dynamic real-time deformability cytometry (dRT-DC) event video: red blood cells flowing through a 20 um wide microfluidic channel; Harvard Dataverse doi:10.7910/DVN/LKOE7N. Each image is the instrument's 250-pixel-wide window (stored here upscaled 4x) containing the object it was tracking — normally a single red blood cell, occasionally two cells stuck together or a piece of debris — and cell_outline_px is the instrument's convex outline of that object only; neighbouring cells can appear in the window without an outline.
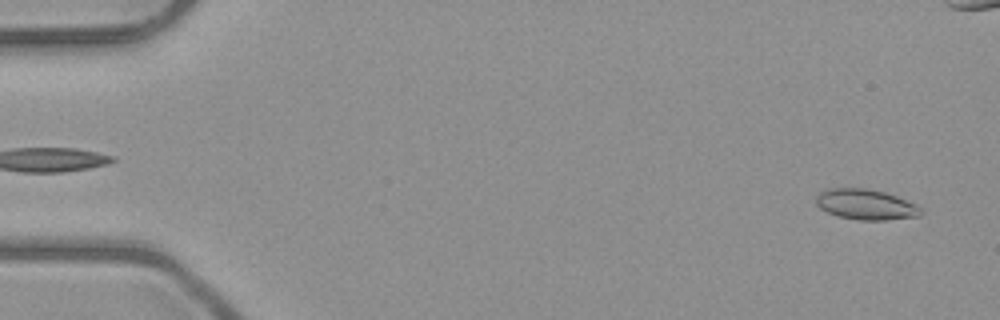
{"species": "common noctule bat (a hibernating species)", "species_latin": "Nyctalus noctula", "temperature_condition": "room temperature", "stored_images_in_passage": 52, "camera_frame_rate_fps": 3000, "um_per_image_px": 0.085, "animal": {"sex": "male", "body_mass_g": 23.1, "forearm_length_mm": 52.7}, "frame": {"image": 1, "passage_image": 2, "time_ms": 0.333, "image_size_px": [1000, 320], "cell_outline_px": [[924, 212], [920, 216], [884, 220], [860, 220], [836, 216], [820, 208], [816, 204], [816, 196], [820, 192], [828, 188], [864, 188], [884, 192], [896, 196], [916, 204]], "centroid_in_image_um": [73.59, 17.38], "position_along_channel_um": 11.4, "area_um2": 18.61}}
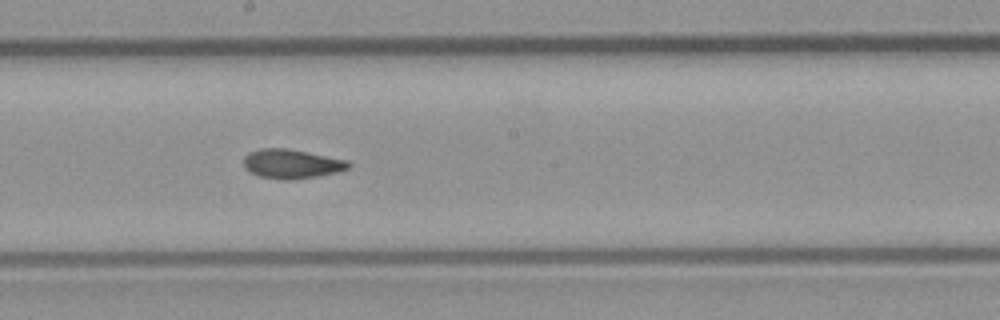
{"frame": {"image": 2, "passage_image": 28, "time_ms": 9.0, "image_size_px": [1000, 320], "cell_outline_px": [[352, 164], [348, 168], [336, 172], [316, 176], [288, 180], [284, 180], [260, 176], [244, 168], [244, 156], [248, 152], [260, 148], [284, 148], [348, 160]], "centroid_in_image_um": [24.76, 13.92], "position_along_channel_um": 223.4, "area_um2": 17.63}}
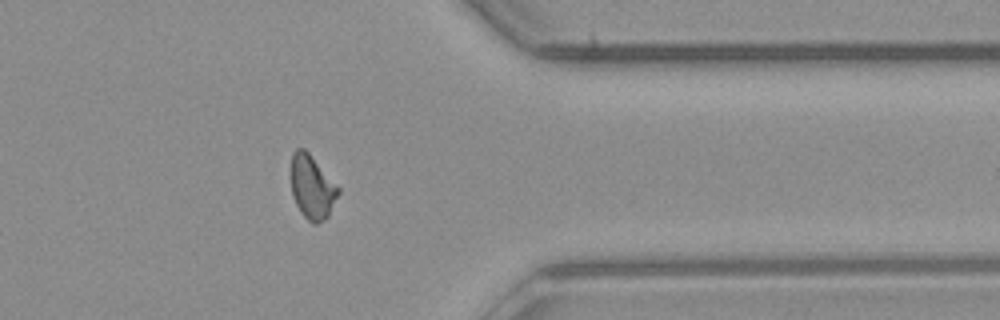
{"frame": {"image": 3, "passage_image": 41, "time_ms": 13.333, "image_size_px": [1000, 320], "cell_outline_px": [[340, 192], [328, 216], [324, 220], [316, 224], [312, 224], [300, 212], [292, 196], [288, 172], [292, 152], [296, 148], [304, 148], [308, 152], [340, 188]], "centroid_in_image_um": [26.47, 15.88], "position_along_channel_um": 384.9, "area_um2": 18.09}, "authors_computed_cell_mechanics": {"area_um2": 17.629, "velocity_mm_per_s": 4.0264, "shape_relaxation_time_tau1_ms": null, "shape_relaxation_time_tau2_ms": 1.7816, "deformation_change_tau1": null, "deformation_change_tau2": 0.0706}}